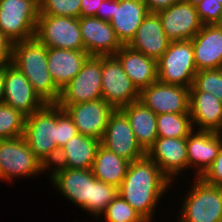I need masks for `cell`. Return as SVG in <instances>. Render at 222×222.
Listing matches in <instances>:
<instances>
[{
	"instance_id": "1",
	"label": "cell",
	"mask_w": 222,
	"mask_h": 222,
	"mask_svg": "<svg viewBox=\"0 0 222 222\" xmlns=\"http://www.w3.org/2000/svg\"><path fill=\"white\" fill-rule=\"evenodd\" d=\"M171 183L158 165L146 154L130 162L126 176L118 187V194L146 222H151L155 207Z\"/></svg>"
},
{
	"instance_id": "2",
	"label": "cell",
	"mask_w": 222,
	"mask_h": 222,
	"mask_svg": "<svg viewBox=\"0 0 222 222\" xmlns=\"http://www.w3.org/2000/svg\"><path fill=\"white\" fill-rule=\"evenodd\" d=\"M11 64L25 75L45 103L58 102L61 90L48 68L47 47L36 37L13 43Z\"/></svg>"
},
{
	"instance_id": "3",
	"label": "cell",
	"mask_w": 222,
	"mask_h": 222,
	"mask_svg": "<svg viewBox=\"0 0 222 222\" xmlns=\"http://www.w3.org/2000/svg\"><path fill=\"white\" fill-rule=\"evenodd\" d=\"M23 138L31 151L49 170L55 163L58 148V104L46 103L26 116Z\"/></svg>"
},
{
	"instance_id": "4",
	"label": "cell",
	"mask_w": 222,
	"mask_h": 222,
	"mask_svg": "<svg viewBox=\"0 0 222 222\" xmlns=\"http://www.w3.org/2000/svg\"><path fill=\"white\" fill-rule=\"evenodd\" d=\"M157 70L159 82L190 88L198 72L191 39L171 41L157 61Z\"/></svg>"
},
{
	"instance_id": "5",
	"label": "cell",
	"mask_w": 222,
	"mask_h": 222,
	"mask_svg": "<svg viewBox=\"0 0 222 222\" xmlns=\"http://www.w3.org/2000/svg\"><path fill=\"white\" fill-rule=\"evenodd\" d=\"M178 217V222H222V196L219 186L196 178Z\"/></svg>"
},
{
	"instance_id": "6",
	"label": "cell",
	"mask_w": 222,
	"mask_h": 222,
	"mask_svg": "<svg viewBox=\"0 0 222 222\" xmlns=\"http://www.w3.org/2000/svg\"><path fill=\"white\" fill-rule=\"evenodd\" d=\"M39 0H0V30L14 43L35 37Z\"/></svg>"
},
{
	"instance_id": "7",
	"label": "cell",
	"mask_w": 222,
	"mask_h": 222,
	"mask_svg": "<svg viewBox=\"0 0 222 222\" xmlns=\"http://www.w3.org/2000/svg\"><path fill=\"white\" fill-rule=\"evenodd\" d=\"M48 170L35 156L23 136L0 139V180L12 181L15 177H36Z\"/></svg>"
},
{
	"instance_id": "8",
	"label": "cell",
	"mask_w": 222,
	"mask_h": 222,
	"mask_svg": "<svg viewBox=\"0 0 222 222\" xmlns=\"http://www.w3.org/2000/svg\"><path fill=\"white\" fill-rule=\"evenodd\" d=\"M102 98V56H90L80 72L61 89L57 104L64 108Z\"/></svg>"
},
{
	"instance_id": "9",
	"label": "cell",
	"mask_w": 222,
	"mask_h": 222,
	"mask_svg": "<svg viewBox=\"0 0 222 222\" xmlns=\"http://www.w3.org/2000/svg\"><path fill=\"white\" fill-rule=\"evenodd\" d=\"M35 37L47 48L85 50L79 18L39 15Z\"/></svg>"
},
{
	"instance_id": "10",
	"label": "cell",
	"mask_w": 222,
	"mask_h": 222,
	"mask_svg": "<svg viewBox=\"0 0 222 222\" xmlns=\"http://www.w3.org/2000/svg\"><path fill=\"white\" fill-rule=\"evenodd\" d=\"M51 183L66 199L91 214L93 172L91 169L50 168Z\"/></svg>"
},
{
	"instance_id": "11",
	"label": "cell",
	"mask_w": 222,
	"mask_h": 222,
	"mask_svg": "<svg viewBox=\"0 0 222 222\" xmlns=\"http://www.w3.org/2000/svg\"><path fill=\"white\" fill-rule=\"evenodd\" d=\"M139 91L115 56H102V96L115 109L139 100Z\"/></svg>"
},
{
	"instance_id": "12",
	"label": "cell",
	"mask_w": 222,
	"mask_h": 222,
	"mask_svg": "<svg viewBox=\"0 0 222 222\" xmlns=\"http://www.w3.org/2000/svg\"><path fill=\"white\" fill-rule=\"evenodd\" d=\"M190 88L156 81L139 93V101L156 115L190 113Z\"/></svg>"
},
{
	"instance_id": "13",
	"label": "cell",
	"mask_w": 222,
	"mask_h": 222,
	"mask_svg": "<svg viewBox=\"0 0 222 222\" xmlns=\"http://www.w3.org/2000/svg\"><path fill=\"white\" fill-rule=\"evenodd\" d=\"M101 145L132 162L146 155L138 144L126 115L115 109L110 115Z\"/></svg>"
},
{
	"instance_id": "14",
	"label": "cell",
	"mask_w": 222,
	"mask_h": 222,
	"mask_svg": "<svg viewBox=\"0 0 222 222\" xmlns=\"http://www.w3.org/2000/svg\"><path fill=\"white\" fill-rule=\"evenodd\" d=\"M63 109L71 117L80 134L98 140H102L110 115L115 110L103 98L96 101L66 105Z\"/></svg>"
},
{
	"instance_id": "15",
	"label": "cell",
	"mask_w": 222,
	"mask_h": 222,
	"mask_svg": "<svg viewBox=\"0 0 222 222\" xmlns=\"http://www.w3.org/2000/svg\"><path fill=\"white\" fill-rule=\"evenodd\" d=\"M156 14L160 18L166 36L171 41L192 39L203 26L196 7L187 0H180Z\"/></svg>"
},
{
	"instance_id": "16",
	"label": "cell",
	"mask_w": 222,
	"mask_h": 222,
	"mask_svg": "<svg viewBox=\"0 0 222 222\" xmlns=\"http://www.w3.org/2000/svg\"><path fill=\"white\" fill-rule=\"evenodd\" d=\"M4 104L29 116L46 103L32 88L25 75L11 63L5 65Z\"/></svg>"
},
{
	"instance_id": "17",
	"label": "cell",
	"mask_w": 222,
	"mask_h": 222,
	"mask_svg": "<svg viewBox=\"0 0 222 222\" xmlns=\"http://www.w3.org/2000/svg\"><path fill=\"white\" fill-rule=\"evenodd\" d=\"M79 28L90 56H114L122 47L109 21L94 16L79 17Z\"/></svg>"
},
{
	"instance_id": "18",
	"label": "cell",
	"mask_w": 222,
	"mask_h": 222,
	"mask_svg": "<svg viewBox=\"0 0 222 222\" xmlns=\"http://www.w3.org/2000/svg\"><path fill=\"white\" fill-rule=\"evenodd\" d=\"M146 154L171 182L188 169L187 138L158 137Z\"/></svg>"
},
{
	"instance_id": "19",
	"label": "cell",
	"mask_w": 222,
	"mask_h": 222,
	"mask_svg": "<svg viewBox=\"0 0 222 222\" xmlns=\"http://www.w3.org/2000/svg\"><path fill=\"white\" fill-rule=\"evenodd\" d=\"M196 131V132H195ZM222 149V133L193 130L187 137L188 168H196L194 177L200 178L215 161Z\"/></svg>"
},
{
	"instance_id": "20",
	"label": "cell",
	"mask_w": 222,
	"mask_h": 222,
	"mask_svg": "<svg viewBox=\"0 0 222 222\" xmlns=\"http://www.w3.org/2000/svg\"><path fill=\"white\" fill-rule=\"evenodd\" d=\"M191 42L197 71L222 68V27L203 25Z\"/></svg>"
},
{
	"instance_id": "21",
	"label": "cell",
	"mask_w": 222,
	"mask_h": 222,
	"mask_svg": "<svg viewBox=\"0 0 222 222\" xmlns=\"http://www.w3.org/2000/svg\"><path fill=\"white\" fill-rule=\"evenodd\" d=\"M148 13L143 0H114V15L109 22L122 45L131 42Z\"/></svg>"
},
{
	"instance_id": "22",
	"label": "cell",
	"mask_w": 222,
	"mask_h": 222,
	"mask_svg": "<svg viewBox=\"0 0 222 222\" xmlns=\"http://www.w3.org/2000/svg\"><path fill=\"white\" fill-rule=\"evenodd\" d=\"M114 56L139 92L158 81L156 60L134 50L129 45H122Z\"/></svg>"
},
{
	"instance_id": "23",
	"label": "cell",
	"mask_w": 222,
	"mask_h": 222,
	"mask_svg": "<svg viewBox=\"0 0 222 222\" xmlns=\"http://www.w3.org/2000/svg\"><path fill=\"white\" fill-rule=\"evenodd\" d=\"M170 43L171 40L166 36L159 16L156 13H148L128 45L158 61Z\"/></svg>"
},
{
	"instance_id": "24",
	"label": "cell",
	"mask_w": 222,
	"mask_h": 222,
	"mask_svg": "<svg viewBox=\"0 0 222 222\" xmlns=\"http://www.w3.org/2000/svg\"><path fill=\"white\" fill-rule=\"evenodd\" d=\"M101 140L78 133L66 142L53 164L68 169H91Z\"/></svg>"
},
{
	"instance_id": "25",
	"label": "cell",
	"mask_w": 222,
	"mask_h": 222,
	"mask_svg": "<svg viewBox=\"0 0 222 222\" xmlns=\"http://www.w3.org/2000/svg\"><path fill=\"white\" fill-rule=\"evenodd\" d=\"M189 112L193 129L222 133V101L211 93L190 91Z\"/></svg>"
},
{
	"instance_id": "26",
	"label": "cell",
	"mask_w": 222,
	"mask_h": 222,
	"mask_svg": "<svg viewBox=\"0 0 222 222\" xmlns=\"http://www.w3.org/2000/svg\"><path fill=\"white\" fill-rule=\"evenodd\" d=\"M90 55L85 50L47 48V63L55 85L61 90L82 69Z\"/></svg>"
},
{
	"instance_id": "27",
	"label": "cell",
	"mask_w": 222,
	"mask_h": 222,
	"mask_svg": "<svg viewBox=\"0 0 222 222\" xmlns=\"http://www.w3.org/2000/svg\"><path fill=\"white\" fill-rule=\"evenodd\" d=\"M120 110L126 115L138 144L147 152L158 138L157 115L139 100Z\"/></svg>"
},
{
	"instance_id": "28",
	"label": "cell",
	"mask_w": 222,
	"mask_h": 222,
	"mask_svg": "<svg viewBox=\"0 0 222 222\" xmlns=\"http://www.w3.org/2000/svg\"><path fill=\"white\" fill-rule=\"evenodd\" d=\"M129 164L130 161L100 145L91 170L96 179L118 188L126 176Z\"/></svg>"
},
{
	"instance_id": "29",
	"label": "cell",
	"mask_w": 222,
	"mask_h": 222,
	"mask_svg": "<svg viewBox=\"0 0 222 222\" xmlns=\"http://www.w3.org/2000/svg\"><path fill=\"white\" fill-rule=\"evenodd\" d=\"M158 137L187 138L194 130L190 113H164L157 115Z\"/></svg>"
},
{
	"instance_id": "30",
	"label": "cell",
	"mask_w": 222,
	"mask_h": 222,
	"mask_svg": "<svg viewBox=\"0 0 222 222\" xmlns=\"http://www.w3.org/2000/svg\"><path fill=\"white\" fill-rule=\"evenodd\" d=\"M26 115L4 103L0 104V139L23 136Z\"/></svg>"
},
{
	"instance_id": "31",
	"label": "cell",
	"mask_w": 222,
	"mask_h": 222,
	"mask_svg": "<svg viewBox=\"0 0 222 222\" xmlns=\"http://www.w3.org/2000/svg\"><path fill=\"white\" fill-rule=\"evenodd\" d=\"M190 91L211 93L222 101V68L199 70L194 76Z\"/></svg>"
},
{
	"instance_id": "32",
	"label": "cell",
	"mask_w": 222,
	"mask_h": 222,
	"mask_svg": "<svg viewBox=\"0 0 222 222\" xmlns=\"http://www.w3.org/2000/svg\"><path fill=\"white\" fill-rule=\"evenodd\" d=\"M103 214L106 222H146L119 194L109 203Z\"/></svg>"
},
{
	"instance_id": "33",
	"label": "cell",
	"mask_w": 222,
	"mask_h": 222,
	"mask_svg": "<svg viewBox=\"0 0 222 222\" xmlns=\"http://www.w3.org/2000/svg\"><path fill=\"white\" fill-rule=\"evenodd\" d=\"M118 188L93 177V193L91 201V214L95 219L102 216L109 203L117 196ZM97 218H96V217Z\"/></svg>"
},
{
	"instance_id": "34",
	"label": "cell",
	"mask_w": 222,
	"mask_h": 222,
	"mask_svg": "<svg viewBox=\"0 0 222 222\" xmlns=\"http://www.w3.org/2000/svg\"><path fill=\"white\" fill-rule=\"evenodd\" d=\"M81 0H39V15L80 17Z\"/></svg>"
},
{
	"instance_id": "35",
	"label": "cell",
	"mask_w": 222,
	"mask_h": 222,
	"mask_svg": "<svg viewBox=\"0 0 222 222\" xmlns=\"http://www.w3.org/2000/svg\"><path fill=\"white\" fill-rule=\"evenodd\" d=\"M203 25L218 24L222 18V0H203L195 6Z\"/></svg>"
},
{
	"instance_id": "36",
	"label": "cell",
	"mask_w": 222,
	"mask_h": 222,
	"mask_svg": "<svg viewBox=\"0 0 222 222\" xmlns=\"http://www.w3.org/2000/svg\"><path fill=\"white\" fill-rule=\"evenodd\" d=\"M78 133V129L73 123L71 117L58 105V148L60 149Z\"/></svg>"
},
{
	"instance_id": "37",
	"label": "cell",
	"mask_w": 222,
	"mask_h": 222,
	"mask_svg": "<svg viewBox=\"0 0 222 222\" xmlns=\"http://www.w3.org/2000/svg\"><path fill=\"white\" fill-rule=\"evenodd\" d=\"M200 178L211 185H222V149L212 165Z\"/></svg>"
},
{
	"instance_id": "38",
	"label": "cell",
	"mask_w": 222,
	"mask_h": 222,
	"mask_svg": "<svg viewBox=\"0 0 222 222\" xmlns=\"http://www.w3.org/2000/svg\"><path fill=\"white\" fill-rule=\"evenodd\" d=\"M13 42L0 30V66L11 63Z\"/></svg>"
},
{
	"instance_id": "39",
	"label": "cell",
	"mask_w": 222,
	"mask_h": 222,
	"mask_svg": "<svg viewBox=\"0 0 222 222\" xmlns=\"http://www.w3.org/2000/svg\"><path fill=\"white\" fill-rule=\"evenodd\" d=\"M103 0H81L80 17L95 16Z\"/></svg>"
},
{
	"instance_id": "40",
	"label": "cell",
	"mask_w": 222,
	"mask_h": 222,
	"mask_svg": "<svg viewBox=\"0 0 222 222\" xmlns=\"http://www.w3.org/2000/svg\"><path fill=\"white\" fill-rule=\"evenodd\" d=\"M114 0H103L101 7L97 9L96 15L101 20L110 21L113 18Z\"/></svg>"
},
{
	"instance_id": "41",
	"label": "cell",
	"mask_w": 222,
	"mask_h": 222,
	"mask_svg": "<svg viewBox=\"0 0 222 222\" xmlns=\"http://www.w3.org/2000/svg\"><path fill=\"white\" fill-rule=\"evenodd\" d=\"M147 5L149 13H156L162 9H166L180 0H143Z\"/></svg>"
},
{
	"instance_id": "42",
	"label": "cell",
	"mask_w": 222,
	"mask_h": 222,
	"mask_svg": "<svg viewBox=\"0 0 222 222\" xmlns=\"http://www.w3.org/2000/svg\"><path fill=\"white\" fill-rule=\"evenodd\" d=\"M5 83V65L0 66V104L3 102Z\"/></svg>"
},
{
	"instance_id": "43",
	"label": "cell",
	"mask_w": 222,
	"mask_h": 222,
	"mask_svg": "<svg viewBox=\"0 0 222 222\" xmlns=\"http://www.w3.org/2000/svg\"><path fill=\"white\" fill-rule=\"evenodd\" d=\"M190 4H192L193 6L198 5L200 2H202L203 0H187Z\"/></svg>"
},
{
	"instance_id": "44",
	"label": "cell",
	"mask_w": 222,
	"mask_h": 222,
	"mask_svg": "<svg viewBox=\"0 0 222 222\" xmlns=\"http://www.w3.org/2000/svg\"><path fill=\"white\" fill-rule=\"evenodd\" d=\"M218 25H219L220 27H222V18H221V21L218 23Z\"/></svg>"
},
{
	"instance_id": "45",
	"label": "cell",
	"mask_w": 222,
	"mask_h": 222,
	"mask_svg": "<svg viewBox=\"0 0 222 222\" xmlns=\"http://www.w3.org/2000/svg\"><path fill=\"white\" fill-rule=\"evenodd\" d=\"M219 188H220L221 196H222V185H220Z\"/></svg>"
}]
</instances>
